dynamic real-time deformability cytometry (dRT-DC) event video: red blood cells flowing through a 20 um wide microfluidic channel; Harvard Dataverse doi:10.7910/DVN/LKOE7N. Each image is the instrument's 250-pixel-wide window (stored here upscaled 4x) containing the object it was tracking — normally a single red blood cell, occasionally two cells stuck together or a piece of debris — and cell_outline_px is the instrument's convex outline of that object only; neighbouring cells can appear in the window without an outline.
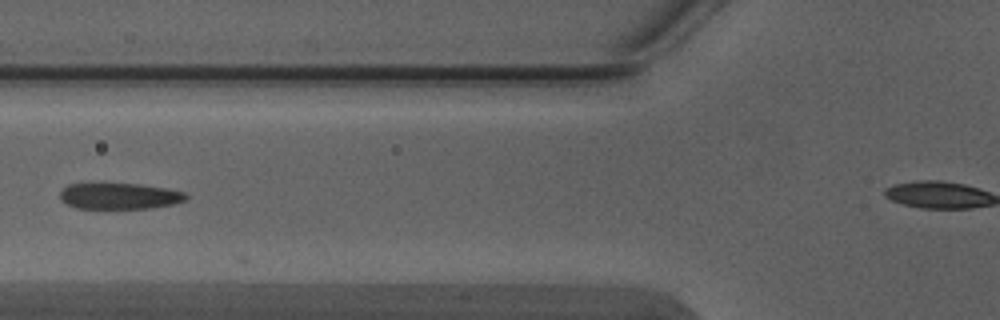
{"species": "Egyptian fruit bat (a non-hibernating species)", "species_latin": "Rousettus aegyptiacus", "temperature_condition": "warm", "stored_images_in_passage": 8, "camera_frame_rate_fps": 3000, "um_per_image_px": 0.085, "animal": {"sex": "male"}, "frame": {"image": 1, "passage_image": 7, "time_ms": 2.0, "image_size_px": [1000, 320], "cell_outline_px": [[188, 196], [184, 200], [172, 204], [152, 208], [76, 208], [68, 204], [60, 196], [60, 192], [68, 184], [140, 184], [168, 188], [184, 192]], "centroid_in_image_um": [10.19, 16.66], "position_along_channel_um": 115.6, "area_um2": 18.9}}
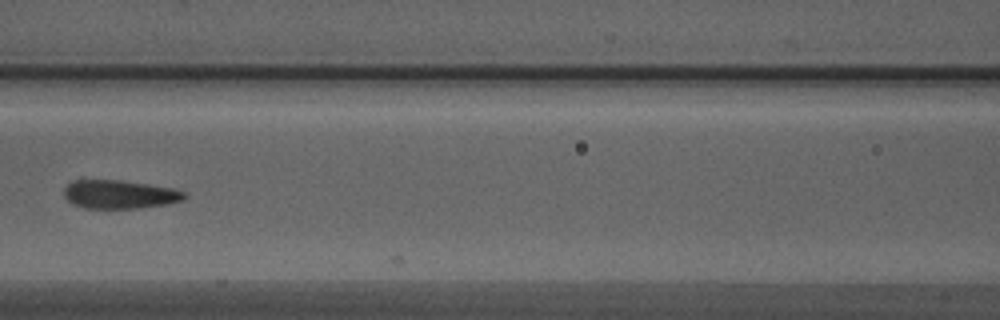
{"frame": {"image": 2, "passage_image": 8, "time_ms": 2.333, "image_size_px": [1000, 320], "cell_outline_px": [[188, 196], [184, 200], [168, 204], [140, 208], [84, 208], [72, 204], [64, 196], [64, 188], [72, 180], [120, 180], [148, 184], [172, 188], [184, 192]], "centroid_in_image_um": [10.17, 16.52], "position_along_channel_um": 156.4, "area_um2": 20.11}}